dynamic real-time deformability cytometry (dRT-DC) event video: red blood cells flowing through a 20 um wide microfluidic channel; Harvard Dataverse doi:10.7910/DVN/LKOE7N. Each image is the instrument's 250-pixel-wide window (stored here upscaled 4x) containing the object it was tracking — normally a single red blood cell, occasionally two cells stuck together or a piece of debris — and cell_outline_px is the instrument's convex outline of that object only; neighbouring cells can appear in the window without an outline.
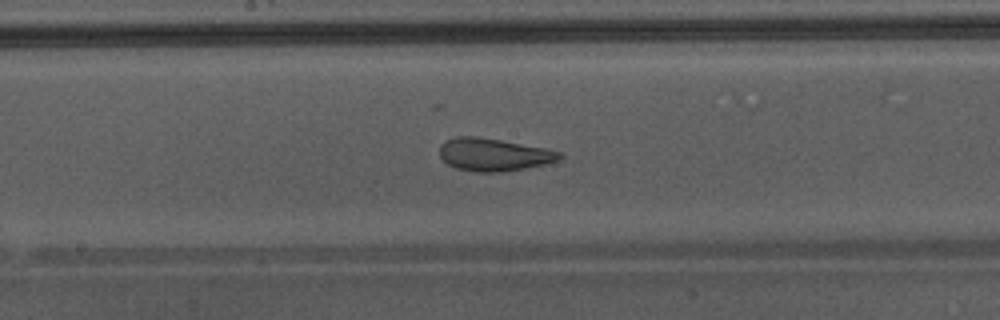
{"species": "Egyptian fruit bat (a non-hibernating species)", "species_latin": "Rousettus aegyptiacus", "temperature_condition": "warm", "stored_images_in_passage": 50, "camera_frame_rate_fps": 3000, "um_per_image_px": 0.085, "animal": {"sex": "male"}, "frame": {"image": 1, "passage_image": 29, "time_ms": 9.333, "image_size_px": [1000, 320], "cell_outline_px": [[564, 156], [560, 160], [544, 164], [524, 168], [500, 172], [476, 172], [456, 168], [448, 164], [440, 156], [440, 144], [456, 136], [476, 136], [500, 140], [544, 148], [560, 152]], "centroid_in_image_um": [41.96, 13.14], "position_along_channel_um": 206.2, "area_um2": 22.66}, "authors_computed_cell_mechanics": {"area_um2": 28.6688, "velocity_mm_per_s": 4.3454, "shape_relaxation_time_tau1_ms": null, "shape_relaxation_time_tau2_ms": 1.1709, "deformation_change_tau1": null, "deformation_change_tau2": 0.086}}